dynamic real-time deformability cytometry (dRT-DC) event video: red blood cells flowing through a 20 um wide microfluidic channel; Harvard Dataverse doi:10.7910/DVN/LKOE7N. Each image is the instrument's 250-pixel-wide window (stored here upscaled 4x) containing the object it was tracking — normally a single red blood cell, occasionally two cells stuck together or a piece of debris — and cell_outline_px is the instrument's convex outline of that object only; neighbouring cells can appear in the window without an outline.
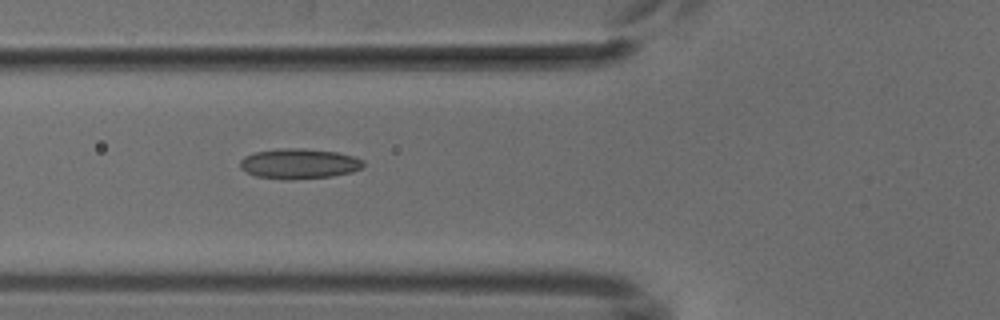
{"species": "common noctule bat (a hibernating species)", "species_latin": "Nyctalus noctula", "temperature_condition": "cold", "stored_images_in_passage": 6, "camera_frame_rate_fps": 3000, "um_per_image_px": 0.085, "animal": {"sex": "male", "body_mass_g": 18.8}, "frame": {"image": 1, "passage_image": 5, "time_ms": 4.333, "image_size_px": [1000, 320], "cell_outline_px": [[364, 168], [352, 172], [332, 176], [292, 180], [284, 180], [256, 176], [240, 168], [240, 160], [244, 156], [256, 152], [284, 148], [304, 148], [336, 152], [352, 156], [364, 160]], "centroid_in_image_um": [25.44, 13.92], "position_along_channel_um": 100.4, "area_um2": 21.79}}
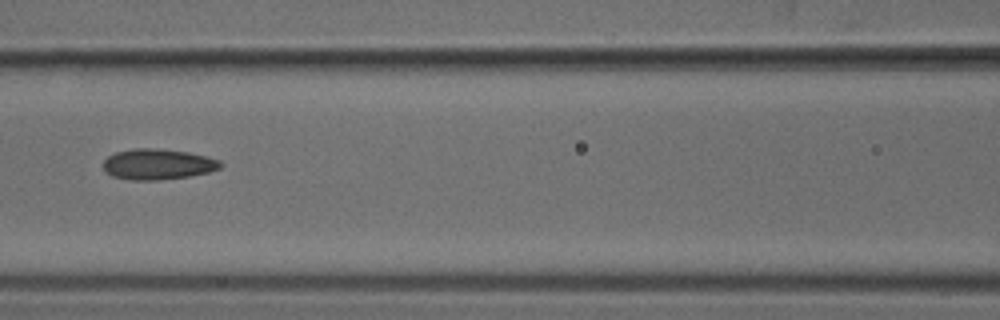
{"frame": {"image": 2, "passage_image": 6, "time_ms": 5.667, "image_size_px": [1000, 320], "cell_outline_px": [[224, 164], [220, 168], [208, 172], [188, 176], [156, 180], [132, 180], [112, 176], [104, 172], [104, 160], [108, 156], [116, 152], [136, 148], [156, 148], [188, 152], [208, 156], [220, 160]], "centroid_in_image_um": [13.42, 13.95], "position_along_channel_um": 153.2, "area_um2": 20.98}}